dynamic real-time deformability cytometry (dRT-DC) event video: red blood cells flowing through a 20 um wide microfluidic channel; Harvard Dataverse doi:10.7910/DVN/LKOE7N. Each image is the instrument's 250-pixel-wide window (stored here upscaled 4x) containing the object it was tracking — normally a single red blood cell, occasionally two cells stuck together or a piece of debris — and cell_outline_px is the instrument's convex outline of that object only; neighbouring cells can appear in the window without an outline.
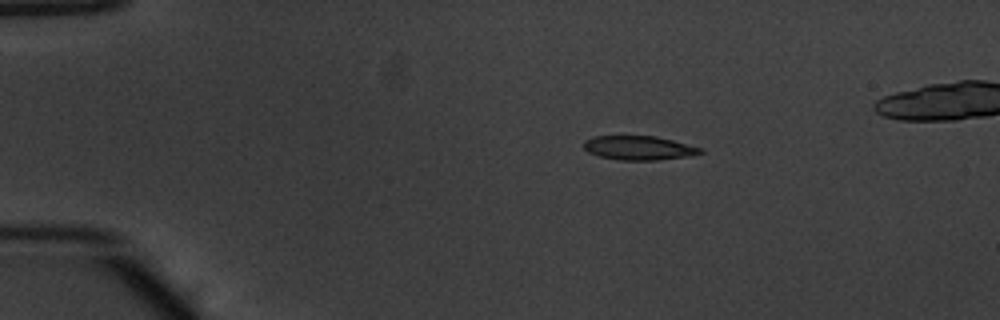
{"species": "common noctule bat (a hibernating species)", "species_latin": "Nyctalus noctula", "temperature_condition": "warm", "stored_images_in_passage": 42, "camera_frame_rate_fps": 3000, "um_per_image_px": 0.085, "animal": {"sex": "male", "body_mass_g": 20.1, "forearm_length_mm": 53.5}, "frame": {"image": 1, "passage_image": 1, "time_ms": 0.0, "image_size_px": [1000, 320], "cell_outline_px": [[704, 152], [692, 156], [656, 160], [620, 160], [600, 156], [588, 152], [584, 148], [584, 140], [596, 136], [656, 136], [704, 148]], "centroid_in_image_um": [54.35, 12.57], "position_along_channel_um": 30.6, "area_um2": 16.42}}
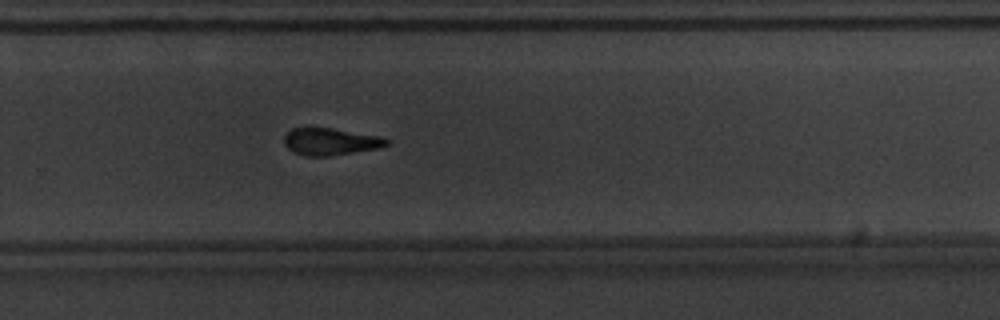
{"frame": {"image": 2, "passage_image": 27, "time_ms": 8.667, "image_size_px": [1000, 320], "cell_outline_px": [[388, 144], [380, 148], [328, 156], [304, 156], [288, 148], [284, 144], [284, 136], [292, 128], [332, 128], [380, 136], [388, 140]], "centroid_in_image_um": [28.09, 12.04], "position_along_channel_um": 301.7, "area_um2": 16.01}}
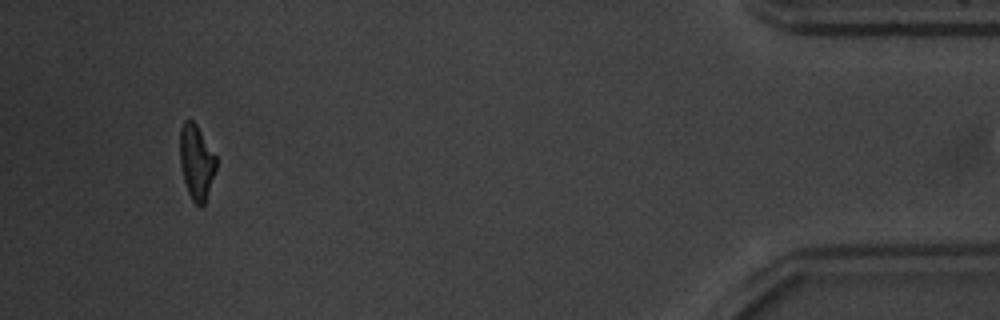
{"frame": {"image": 3, "passage_image": 41, "time_ms": 13.333, "image_size_px": [1000, 320], "cell_outline_px": [[216, 168], [204, 204], [200, 208], [192, 200], [188, 192], [184, 180], [180, 164], [180, 128], [184, 120], [192, 120], [196, 124], [216, 156]], "centroid_in_image_um": [16.68, 13.77], "position_along_channel_um": 418.5, "area_um2": 15.61}}